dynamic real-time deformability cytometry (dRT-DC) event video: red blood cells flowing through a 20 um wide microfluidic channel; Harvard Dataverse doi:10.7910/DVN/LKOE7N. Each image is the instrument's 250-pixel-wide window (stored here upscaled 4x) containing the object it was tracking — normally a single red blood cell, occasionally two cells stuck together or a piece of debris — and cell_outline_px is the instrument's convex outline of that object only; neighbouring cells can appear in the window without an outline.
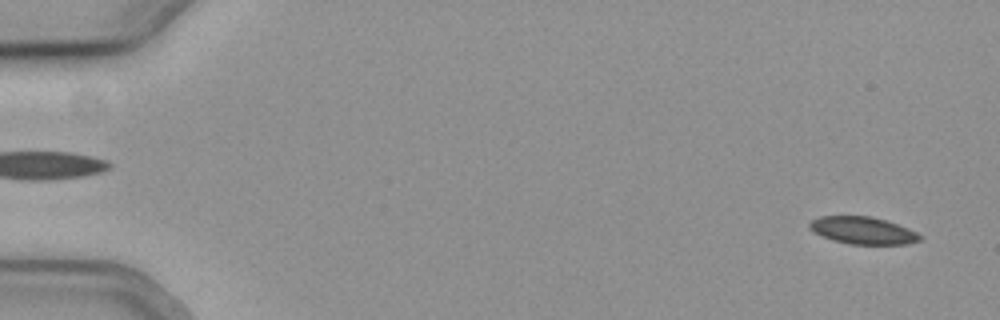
{"species": "common noctule bat (a hibernating species)", "species_latin": "Nyctalus noctula", "temperature_condition": "cold", "stored_images_in_passage": 56, "camera_frame_rate_fps": 3000, "um_per_image_px": 0.085, "animal": {"sex": "female", "body_mass_g": 19.3, "forearm_length_mm": 54.1}, "frame": {"image": 1, "passage_image": 3, "time_ms": 0.667, "image_size_px": [1000, 320], "cell_outline_px": [[924, 236], [920, 240], [908, 244], [848, 244], [832, 240], [808, 228], [808, 224], [812, 220], [820, 216], [868, 216], [884, 220], [908, 228]], "centroid_in_image_um": [73.35, 19.59], "position_along_channel_um": 11.6, "area_um2": 17.4}}
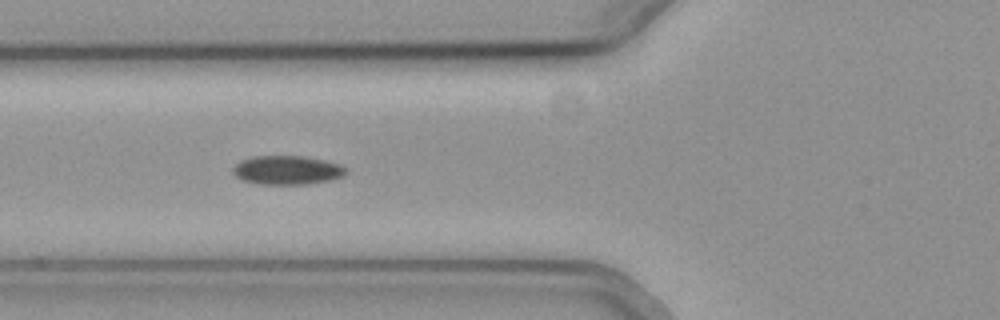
{"frame": {"image": 2, "passage_image": 22, "time_ms": 7.0, "image_size_px": [1000, 320], "cell_outline_px": [[348, 172], [344, 176], [332, 180], [308, 184], [260, 184], [244, 180], [236, 176], [232, 172], [232, 168], [236, 164], [252, 156], [304, 156], [324, 160], [340, 164], [348, 168]], "centroid_in_image_um": [24.47, 14.46], "position_along_channel_um": 101.3, "area_um2": 19.13}}
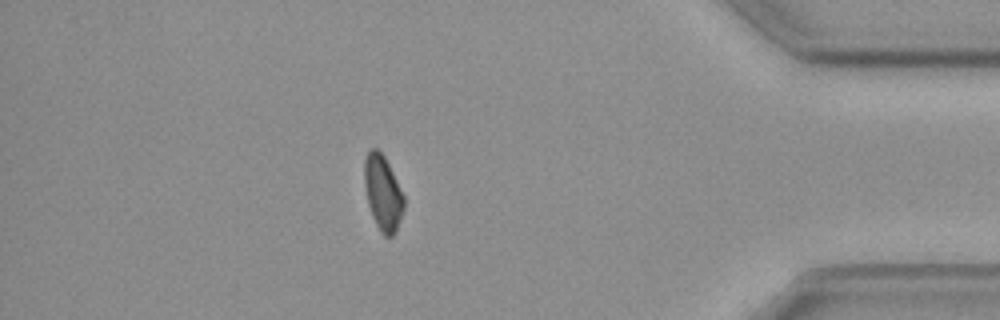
{"frame": {"image": 3, "passage_image": 49, "time_ms": 16.0, "image_size_px": [1000, 320], "cell_outline_px": [[404, 208], [396, 232], [392, 236], [384, 236], [380, 232], [372, 216], [368, 204], [364, 184], [364, 160], [368, 152], [372, 148], [376, 148], [384, 156], [404, 196]], "centroid_in_image_um": [32.53, 16.42], "position_along_channel_um": 402.7, "area_um2": 17.17}}